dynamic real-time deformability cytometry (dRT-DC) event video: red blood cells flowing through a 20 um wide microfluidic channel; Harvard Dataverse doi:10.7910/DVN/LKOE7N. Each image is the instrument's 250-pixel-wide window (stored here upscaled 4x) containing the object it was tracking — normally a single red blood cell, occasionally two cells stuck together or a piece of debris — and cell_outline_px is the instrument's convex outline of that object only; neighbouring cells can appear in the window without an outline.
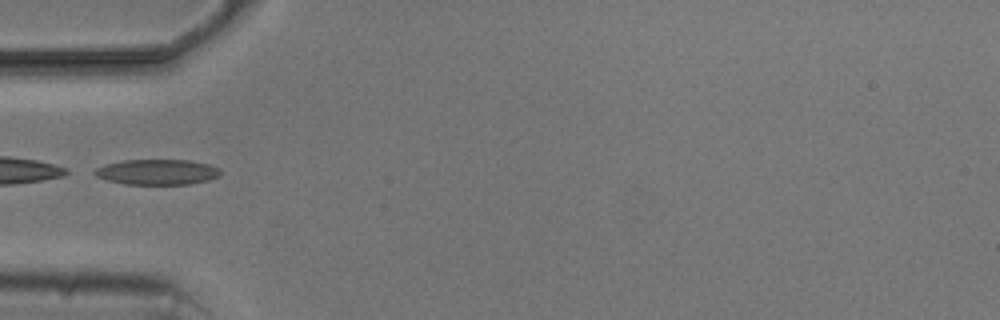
{"species": "common noctule bat (a hibernating species)", "species_latin": "Nyctalus noctula", "temperature_condition": "cold", "stored_images_in_passage": 6, "segment_of_instrument_passage": [2, 2], "camera_frame_rate_fps": 3000, "um_per_image_px": 0.085, "animal": {"sex": "male", "body_mass_g": 20.5, "forearm_length_mm": 52.5}, "frame": {"image": 1, "passage_image": 5, "time_ms": 5.0, "image_size_px": [1000, 320], "cell_outline_px": [[220, 176], [208, 180], [188, 184], [124, 184], [108, 180], [96, 176], [92, 172], [96, 168], [104, 164], [124, 160], [188, 160], [208, 164], [220, 168]], "centroid_in_image_um": [13.35, 14.62], "position_along_channel_um": 71.7, "area_um2": 18.61}}
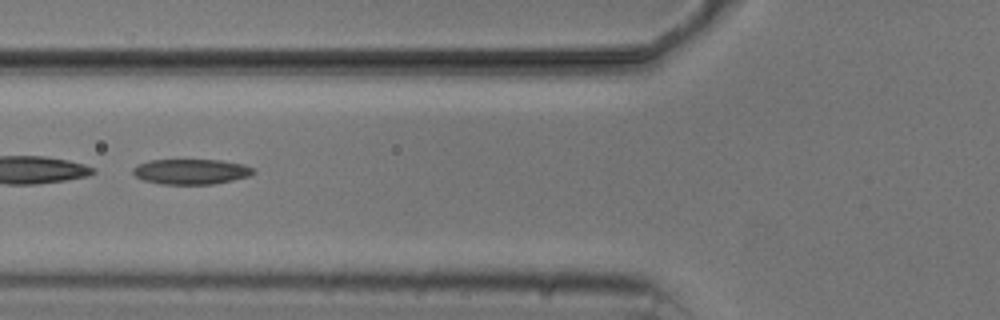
{"frame": {"image": 2, "passage_image": 6, "time_ms": 6.0, "image_size_px": [1000, 320], "cell_outline_px": [[256, 172], [248, 176], [232, 180], [212, 184], [160, 184], [144, 180], [136, 176], [132, 172], [132, 168], [136, 164], [148, 160], [220, 160], [244, 164], [256, 168]], "centroid_in_image_um": [16.24, 14.58], "position_along_channel_um": 109.6, "area_um2": 17.86}}